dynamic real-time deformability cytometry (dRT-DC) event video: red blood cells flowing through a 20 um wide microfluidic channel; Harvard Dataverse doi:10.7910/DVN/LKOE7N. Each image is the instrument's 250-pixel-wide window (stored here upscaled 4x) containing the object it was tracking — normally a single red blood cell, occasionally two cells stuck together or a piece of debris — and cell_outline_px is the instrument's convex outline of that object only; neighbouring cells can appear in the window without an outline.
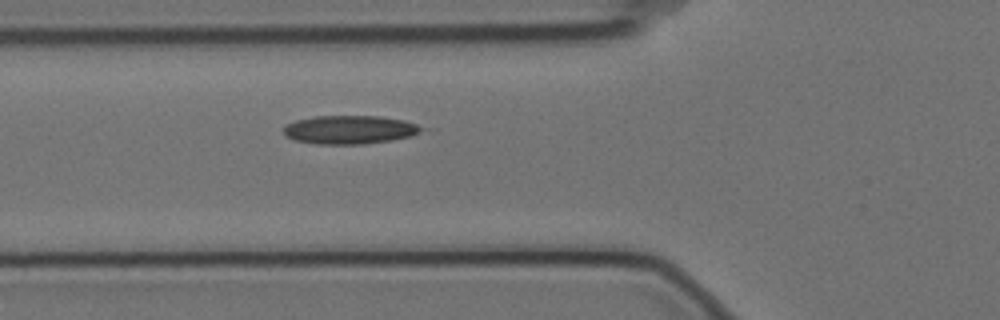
{"species": "Egyptian fruit bat (a non-hibernating species)", "species_latin": "Rousettus aegyptiacus", "temperature_condition": "cold", "stored_images_in_passage": 6, "camera_frame_rate_fps": 3000, "um_per_image_px": 0.085, "animal": {"sex": "female"}, "frame": {"image": 1, "passage_image": 6, "time_ms": 1.667, "image_size_px": [1000, 320], "cell_outline_px": [[428, 128], [420, 132], [408, 136], [392, 140], [364, 144], [316, 144], [292, 140], [284, 136], [284, 124], [296, 120], [316, 116], [380, 116], [404, 120]], "centroid_in_image_um": [29.69, 11.02], "position_along_channel_um": 96.1, "area_um2": 23.12}}